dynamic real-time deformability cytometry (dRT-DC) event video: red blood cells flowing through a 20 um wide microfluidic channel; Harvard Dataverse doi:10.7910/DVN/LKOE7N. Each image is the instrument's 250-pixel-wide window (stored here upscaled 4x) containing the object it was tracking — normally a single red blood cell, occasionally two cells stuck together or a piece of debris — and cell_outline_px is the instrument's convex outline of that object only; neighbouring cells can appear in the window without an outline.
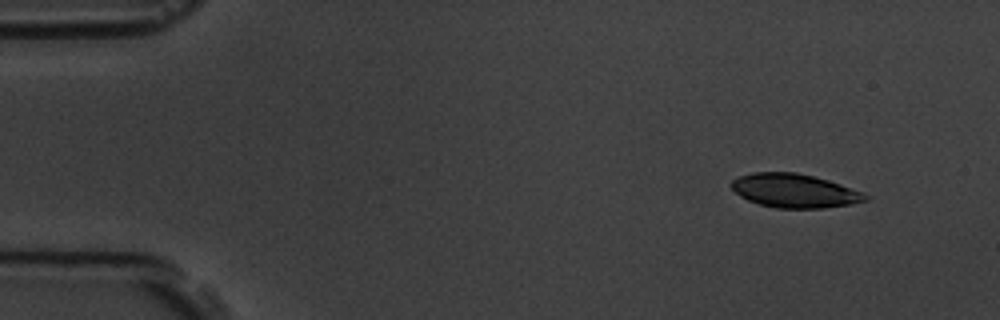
{"species": "common noctule bat (a hibernating species)", "species_latin": "Nyctalus noctula", "temperature_condition": "room temperature", "stored_images_in_passage": 5, "camera_frame_rate_fps": 3000, "um_per_image_px": 0.085, "animal": {"sex": "male", "body_mass_g": 19.5, "forearm_length_mm": 54.6}, "frame": {"image": 1, "passage_image": 1, "time_ms": 0.0, "image_size_px": [1000, 320], "cell_outline_px": [[872, 196], [868, 200], [852, 204], [824, 208], [776, 208], [760, 204], [748, 200], [740, 196], [728, 184], [736, 176], [752, 172], [796, 172], [828, 180], [864, 192]], "centroid_in_image_um": [67.54, 16.21], "position_along_channel_um": 17.5, "area_um2": 26.65}}
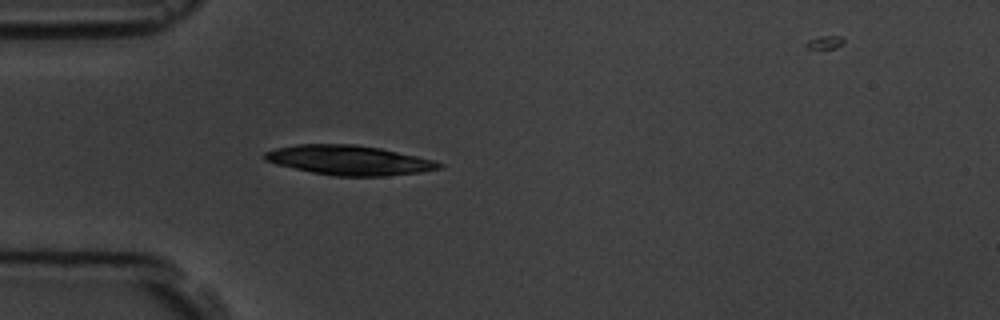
{"frame": {"image": 2, "passage_image": 4, "time_ms": 3.667, "image_size_px": [1000, 320], "cell_outline_px": [[444, 168], [420, 172], [384, 176], [336, 176], [312, 172], [276, 164], [264, 160], [264, 152], [276, 148], [296, 144], [356, 144], [380, 148], [416, 156], [432, 160], [444, 164]], "centroid_in_image_um": [29.66, 13.61], "position_along_channel_um": 55.3, "area_um2": 30.0}}